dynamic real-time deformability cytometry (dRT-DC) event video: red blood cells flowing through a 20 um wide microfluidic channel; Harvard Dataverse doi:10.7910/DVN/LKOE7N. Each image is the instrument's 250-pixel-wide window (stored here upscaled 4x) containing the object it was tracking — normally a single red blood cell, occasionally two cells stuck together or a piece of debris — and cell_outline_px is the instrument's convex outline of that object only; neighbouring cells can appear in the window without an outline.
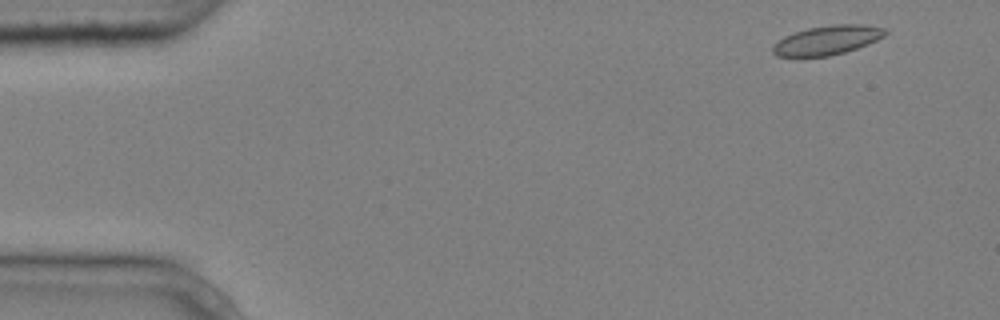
{"species": "common noctule bat (a hibernating species)", "species_latin": "Nyctalus noctula", "temperature_condition": "cold", "stored_images_in_passage": 3, "camera_frame_rate_fps": 3000, "um_per_image_px": 0.085, "animal": {"sex": "male", "body_mass_g": 20.4}, "frame": {"image": 1, "passage_image": 1, "time_ms": 0.0, "image_size_px": [1000, 320], "cell_outline_px": [[888, 32], [884, 36], [868, 44], [844, 52], [828, 56], [776, 56], [772, 52], [772, 44], [784, 36], [808, 28], [832, 24], [864, 24], [884, 28]], "centroid_in_image_um": [70.3, 3.4], "position_along_channel_um": 14.7, "area_um2": 19.07}}
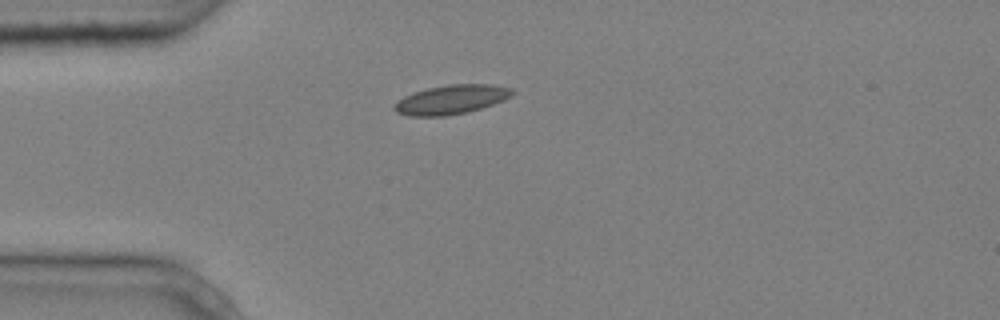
{"frame": {"image": 2, "passage_image": 3, "time_ms": 0.667, "image_size_px": [1000, 320], "cell_outline_px": [[516, 92], [512, 96], [504, 100], [468, 112], [444, 116], [408, 116], [396, 112], [392, 108], [404, 96], [412, 92], [428, 88], [448, 84], [492, 84], [512, 88]], "centroid_in_image_um": [38.38, 8.45], "position_along_channel_um": 46.6, "area_um2": 20.11}}